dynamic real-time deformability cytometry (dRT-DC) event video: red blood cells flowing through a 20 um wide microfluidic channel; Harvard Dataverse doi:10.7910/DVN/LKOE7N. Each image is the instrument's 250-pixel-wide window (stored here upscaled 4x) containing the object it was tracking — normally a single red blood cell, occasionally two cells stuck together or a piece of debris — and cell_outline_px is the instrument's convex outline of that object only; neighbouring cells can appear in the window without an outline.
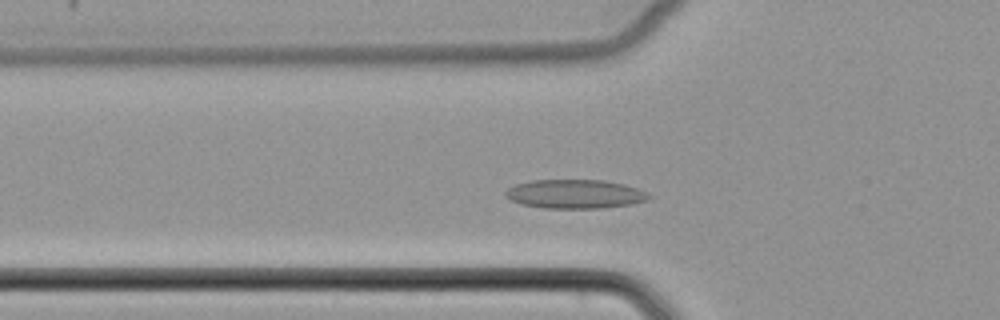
{"species": "common noctule bat (a hibernating species)", "species_latin": "Nyctalus noctula", "temperature_condition": "cold", "stored_images_in_passage": 45, "camera_frame_rate_fps": 3000, "um_per_image_px": 0.085, "animal": {"sex": "female", "body_mass_g": 22.7, "forearm_length_mm": 54.2}, "frame": {"image": 1, "passage_image": 11, "time_ms": 3.333, "image_size_px": [1000, 320], "cell_outline_px": [[652, 196], [648, 200], [632, 204], [600, 208], [544, 208], [524, 204], [512, 200], [504, 196], [504, 192], [508, 188], [516, 184], [532, 180], [604, 180], [624, 184], [648, 192]], "centroid_in_image_um": [48.9, 16.49], "position_along_channel_um": 76.9, "area_um2": 24.16}}
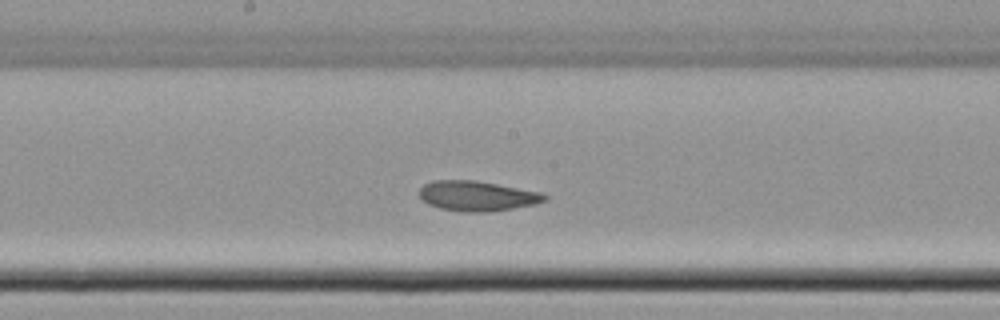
{"frame": {"image": 2, "passage_image": 21, "time_ms": 6.667, "image_size_px": [1000, 320], "cell_outline_px": [[548, 200], [532, 204], [512, 208], [488, 212], [460, 212], [440, 208], [428, 204], [420, 196], [420, 188], [424, 184], [432, 180], [476, 180], [540, 192], [548, 196]], "centroid_in_image_um": [40.54, 16.65], "position_along_channel_um": 207.7, "area_um2": 21.85}}
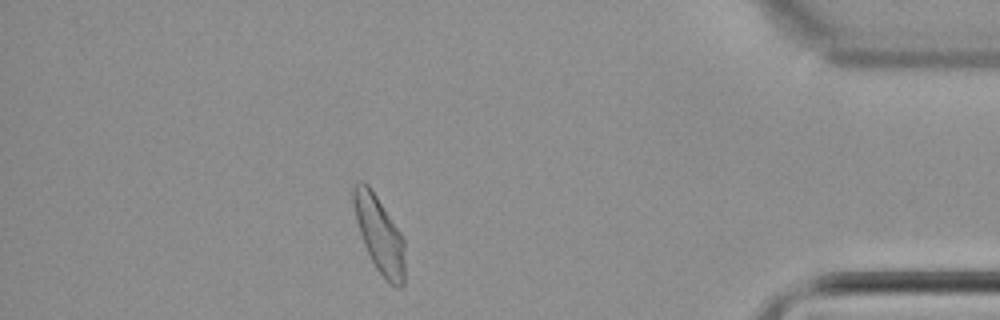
{"frame": {"image": 3, "passage_image": 39, "time_ms": 12.667, "image_size_px": [1000, 320], "cell_outline_px": [[404, 284], [400, 288], [396, 288], [388, 284], [384, 280], [376, 268], [364, 244], [356, 220], [352, 204], [352, 184], [356, 180], [364, 180], [368, 184], [400, 232], [404, 240]], "centroid_in_image_um": [32.22, 19.92], "position_along_channel_um": 403.0, "area_um2": 23.0}}